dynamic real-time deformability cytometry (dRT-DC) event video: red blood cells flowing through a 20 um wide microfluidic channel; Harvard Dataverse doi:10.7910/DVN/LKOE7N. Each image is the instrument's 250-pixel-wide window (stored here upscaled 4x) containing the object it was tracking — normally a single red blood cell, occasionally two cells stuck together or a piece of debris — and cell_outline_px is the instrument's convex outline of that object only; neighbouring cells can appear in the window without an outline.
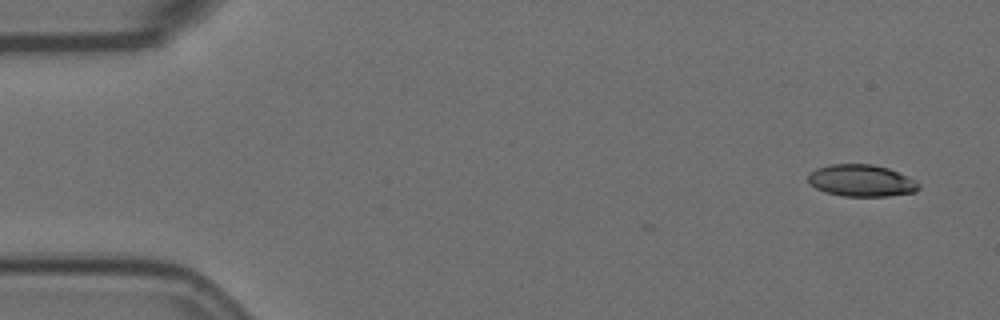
{"species": "Egyptian fruit bat (a non-hibernating species)", "species_latin": "Rousettus aegyptiacus", "temperature_condition": "room temperature", "stored_images_in_passage": 3, "camera_frame_rate_fps": 3000, "um_per_image_px": 0.085, "animal": {"sex": "female"}, "frame": {"image": 1, "passage_image": 3, "time_ms": 0.667, "image_size_px": [1000, 320], "cell_outline_px": [[920, 188], [916, 192], [888, 196], [840, 196], [824, 192], [816, 188], [808, 180], [808, 176], [816, 168], [828, 164], [872, 164], [888, 168], [916, 180], [920, 184]], "centroid_in_image_um": [73.23, 15.35], "position_along_channel_um": 11.8, "area_um2": 20.63}}